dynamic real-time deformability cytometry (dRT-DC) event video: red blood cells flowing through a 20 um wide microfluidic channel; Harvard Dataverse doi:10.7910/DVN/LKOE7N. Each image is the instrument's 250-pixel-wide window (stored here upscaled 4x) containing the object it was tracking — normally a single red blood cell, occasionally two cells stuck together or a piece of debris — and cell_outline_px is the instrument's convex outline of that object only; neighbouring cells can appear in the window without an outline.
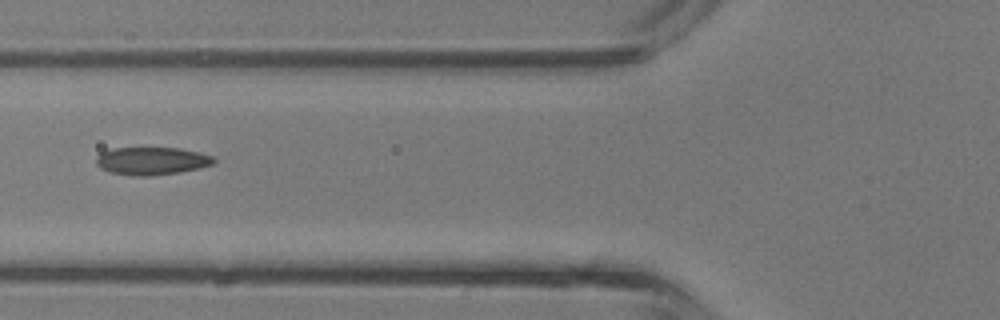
{"species": "common noctule bat (a hibernating species)", "species_latin": "Nyctalus noctula", "temperature_condition": "room temperature", "stored_images_in_passage": 4, "camera_frame_rate_fps": 3000, "um_per_image_px": 0.085, "animal": {"sex": "male", "body_mass_g": 13.3}, "frame": {"image": 1, "passage_image": 4, "time_ms": 1.0, "image_size_px": [1000, 320], "cell_outline_px": [[216, 160], [212, 164], [200, 168], [180, 172], [152, 176], [136, 176], [108, 172], [100, 168], [96, 164], [96, 156], [100, 152], [112, 148], [180, 148], [200, 152], [212, 156]], "centroid_in_image_um": [12.87, 13.68], "position_along_channel_um": 112.9, "area_um2": 19.25}}